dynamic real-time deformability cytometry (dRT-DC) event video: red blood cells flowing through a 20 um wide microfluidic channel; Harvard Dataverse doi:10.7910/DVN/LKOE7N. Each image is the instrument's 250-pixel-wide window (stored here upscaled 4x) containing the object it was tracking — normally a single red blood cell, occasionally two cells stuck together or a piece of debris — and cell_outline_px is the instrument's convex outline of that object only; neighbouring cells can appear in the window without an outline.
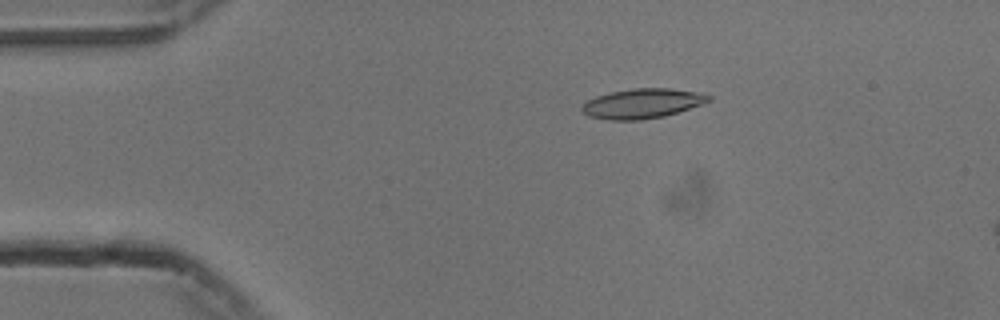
{"species": "common noctule bat (a hibernating species)", "species_latin": "Nyctalus noctula", "temperature_condition": "cold", "stored_images_in_passage": 54, "camera_frame_rate_fps": 3000, "um_per_image_px": 0.085, "animal": {"sex": "male", "body_mass_g": 13.3}, "frame": {"image": 1, "passage_image": 10, "time_ms": 3.0, "image_size_px": [1000, 320], "cell_outline_px": [[712, 100], [704, 104], [664, 116], [640, 120], [608, 120], [588, 116], [580, 108], [588, 100], [596, 96], [612, 92], [632, 88], [668, 88], [700, 92], [712, 96]], "centroid_in_image_um": [54.64, 8.79], "position_along_channel_um": 30.4, "area_um2": 22.02}}
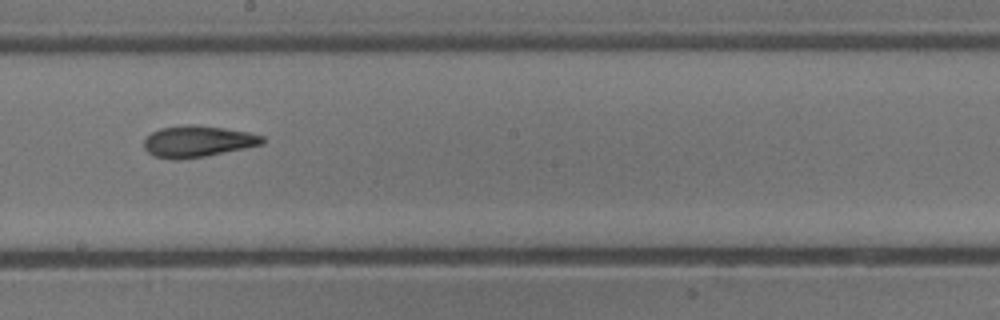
{"frame": {"image": 2, "passage_image": 30, "time_ms": 9.667, "image_size_px": [1000, 320], "cell_outline_px": [[264, 144], [204, 156], [176, 160], [172, 160], [156, 156], [148, 152], [144, 148], [144, 140], [152, 132], [160, 128], [184, 124], [192, 124], [224, 128], [248, 132], [264, 136]], "centroid_in_image_um": [16.79, 12.01], "position_along_channel_um": 231.4, "area_um2": 21.56}}
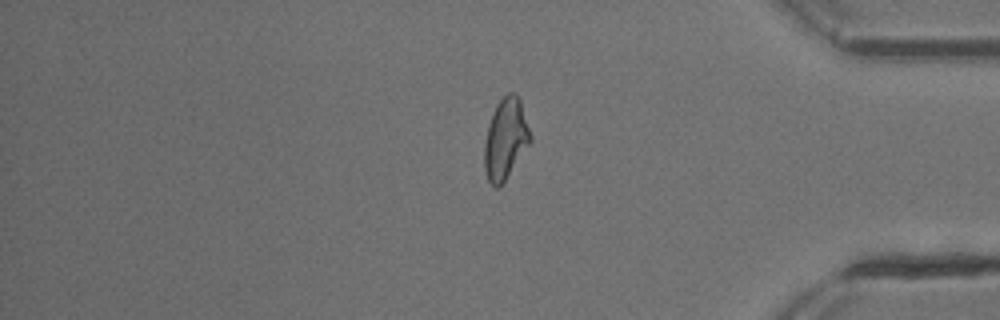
{"frame": {"image": 3, "passage_image": 45, "time_ms": 14.667, "image_size_px": [1000, 320], "cell_outline_px": [[532, 140], [504, 180], [496, 188], [488, 180], [484, 168], [484, 144], [488, 124], [492, 112], [496, 104], [508, 92], [516, 92], [520, 100], [532, 136]], "centroid_in_image_um": [42.96, 11.75], "position_along_channel_um": 392.2, "area_um2": 21.44}, "authors_computed_cell_mechanics": {"area_um2": 21.4438, "velocity_mm_per_s": 3.7634, "shape_relaxation_time_tau1_ms": 5.6305, "shape_relaxation_time_tau2_ms": 2.7895, "deformation_change_tau1": 0.1901, "deformation_change_tau2": 0.1185}}